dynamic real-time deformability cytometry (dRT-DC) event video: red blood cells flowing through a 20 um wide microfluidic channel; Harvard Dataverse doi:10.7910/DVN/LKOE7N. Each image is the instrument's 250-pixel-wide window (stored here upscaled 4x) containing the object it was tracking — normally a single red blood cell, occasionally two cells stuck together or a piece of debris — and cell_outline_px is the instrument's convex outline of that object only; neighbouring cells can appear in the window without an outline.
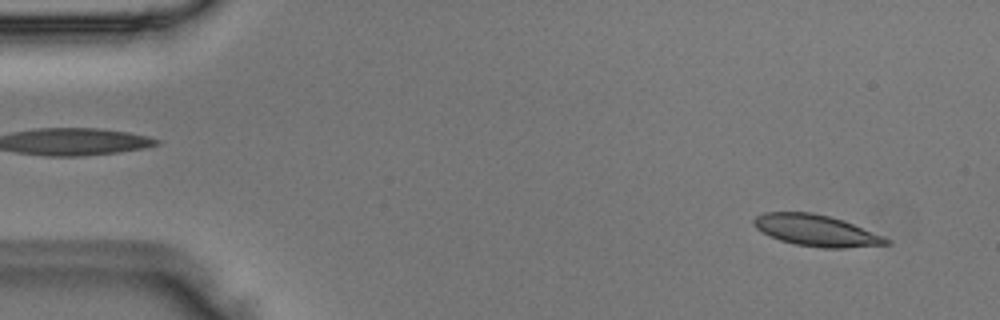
{"species": "Egyptian fruit bat (a non-hibernating species)", "species_latin": "Rousettus aegyptiacus", "temperature_condition": "room temperature", "stored_images_in_passage": 7, "camera_frame_rate_fps": 3000, "um_per_image_px": 0.085, "animal": {"sex": "male"}, "frame": {"image": 1, "passage_image": 1, "time_ms": 0.0, "image_size_px": [1000, 320], "cell_outline_px": [[892, 244], [844, 248], [824, 248], [796, 244], [780, 240], [760, 232], [752, 224], [752, 220], [756, 216], [764, 212], [812, 212], [844, 220], [884, 236], [892, 240]], "centroid_in_image_um": [69.39, 19.59], "position_along_channel_um": 15.6, "area_um2": 24.39}}
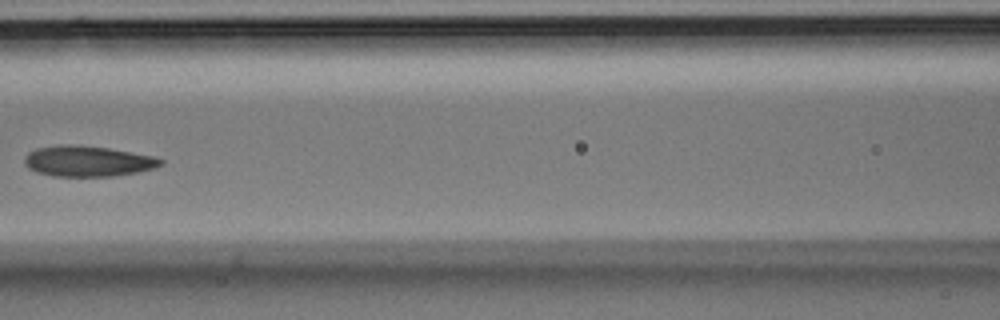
{"frame": {"image": 2, "passage_image": 6, "time_ms": 1.667, "image_size_px": [1000, 320], "cell_outline_px": [[164, 164], [152, 168], [136, 172], [112, 176], [52, 176], [36, 172], [28, 168], [24, 164], [24, 156], [28, 152], [36, 148], [60, 144], [80, 144], [108, 148], [156, 156], [164, 160]], "centroid_in_image_um": [7.43, 13.68], "position_along_channel_um": 159.2, "area_um2": 24.62}}
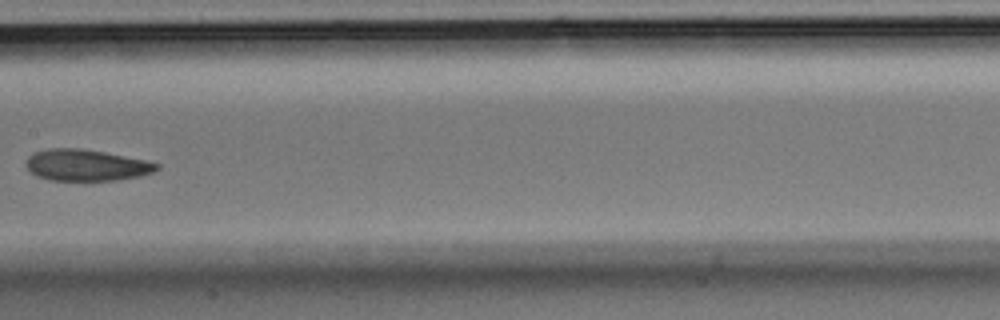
{"frame": {"image": 3, "passage_image": 7, "time_ms": 2.0, "image_size_px": [1000, 320], "cell_outline_px": [[160, 168], [152, 172], [140, 176], [116, 180], [48, 180], [36, 176], [24, 164], [28, 156], [32, 152], [48, 148], [80, 148], [104, 152], [144, 160], [160, 164]], "centroid_in_image_um": [7.29, 14.03], "position_along_channel_um": 200.1, "area_um2": 23.93}}